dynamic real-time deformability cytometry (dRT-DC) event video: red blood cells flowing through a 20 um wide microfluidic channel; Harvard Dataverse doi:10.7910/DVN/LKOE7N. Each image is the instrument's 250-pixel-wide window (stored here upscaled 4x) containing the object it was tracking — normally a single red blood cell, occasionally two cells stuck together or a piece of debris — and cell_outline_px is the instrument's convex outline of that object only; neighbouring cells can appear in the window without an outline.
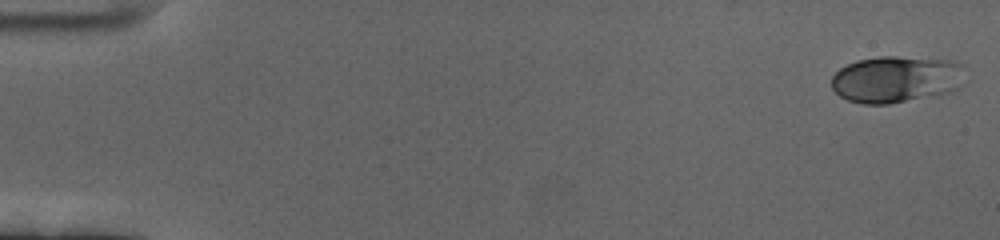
{"species": "human", "species_latin": "Homo sapiens", "temperature_condition": "cold", "stored_images_in_passage": 59, "camera_frame_rate_fps": 3000, "um_per_image_px": 0.085, "donor": {"sex": "female"}, "frame": {"image": 1, "passage_image": 1, "time_ms": 0.0, "image_size_px": [1000, 240], "cell_outline_px": [[964, 64], [960, 84], [952, 92], [888, 104], [864, 104], [848, 100], [840, 96], [832, 88], [832, 76], [840, 68], [856, 60], [880, 56], [896, 56], [952, 60]], "centroid_in_image_um": [76.16, 6.72], "position_along_channel_um": 8.8, "area_um2": 36.41}}
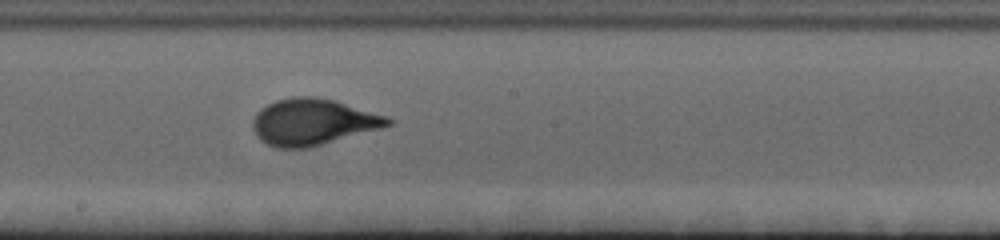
{"frame": {"image": 2, "passage_image": 33, "time_ms": 10.667, "image_size_px": [1000, 240], "cell_outline_px": [[396, 124], [308, 148], [276, 148], [260, 140], [256, 136], [252, 128], [252, 120], [256, 112], [260, 108], [276, 100], [292, 96], [312, 96], [336, 100], [388, 116], [396, 120]], "centroid_in_image_um": [26.62, 10.36], "position_along_channel_um": 221.6, "area_um2": 36.99}}
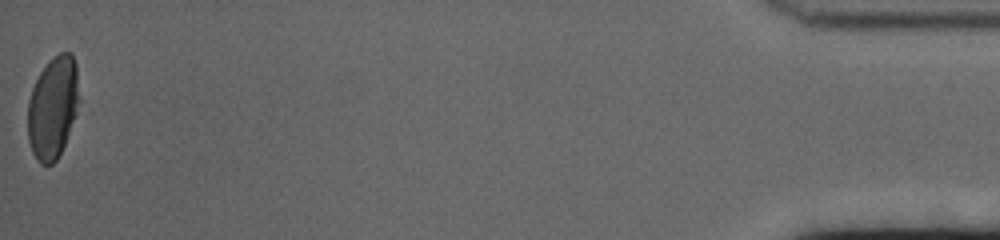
{"frame": {"image": 3, "passage_image": 59, "time_ms": 19.333, "image_size_px": [1000, 240], "cell_outline_px": [[76, 112], [64, 144], [56, 160], [52, 164], [40, 164], [36, 160], [32, 152], [28, 140], [28, 100], [32, 88], [40, 72], [60, 52], [68, 52], [72, 56], [76, 64]], "centroid_in_image_um": [4.44, 9.19], "position_along_channel_um": 430.8, "area_um2": 29.59}, "authors_computed_cell_mechanics": {"area_um2": 34.5066, "velocity_mm_per_s": 3.435, "shape_relaxation_time_tau1_ms": 3.1808, "shape_relaxation_time_tau2_ms": null, "deformation_change_tau1": 0.1489, "deformation_change_tau2": null}}